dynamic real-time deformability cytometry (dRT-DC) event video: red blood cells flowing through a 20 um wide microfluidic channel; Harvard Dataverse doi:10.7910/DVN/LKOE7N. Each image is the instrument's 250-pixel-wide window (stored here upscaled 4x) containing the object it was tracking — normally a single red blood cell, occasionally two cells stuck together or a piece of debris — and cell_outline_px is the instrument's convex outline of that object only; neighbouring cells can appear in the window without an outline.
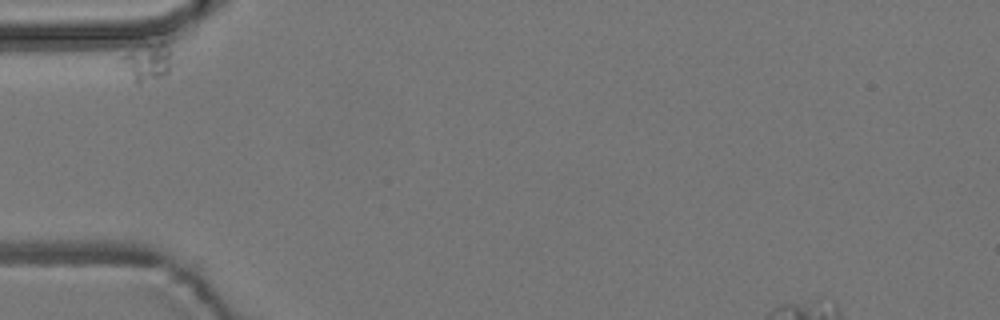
{"species": "common noctule bat (a hibernating species)", "species_latin": "Nyctalus noctula", "temperature_condition": "room temperature", "stored_images_in_passage": 3, "camera_frame_rate_fps": 3000, "um_per_image_px": 0.085, "animal": {"sex": "male", "body_mass_g": 19.2, "forearm_length_mm": 51.8}, "frame": {"image": 1, "passage_image": 1, "time_ms": 0.0, "image_size_px": [1000, 320], "cell_outline_px": [[172, 52], [168, 72], [164, 76], [140, 84], [136, 84], [120, 60], [120, 56], [148, 44], [160, 40], [164, 40]], "centroid_in_image_um": [12.57, 5.26], "position_along_channel_um": 72.4, "area_um2": 10.98}}